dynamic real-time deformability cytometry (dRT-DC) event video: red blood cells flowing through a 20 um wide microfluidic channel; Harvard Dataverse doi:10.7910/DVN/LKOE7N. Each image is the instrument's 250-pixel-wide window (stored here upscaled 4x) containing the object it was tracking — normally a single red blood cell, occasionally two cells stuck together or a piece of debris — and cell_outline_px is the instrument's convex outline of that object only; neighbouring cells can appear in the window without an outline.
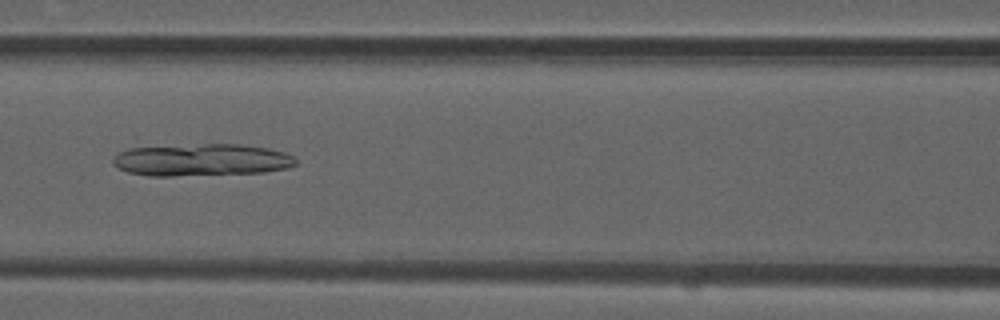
{"species": "common noctule bat (a hibernating species)", "species_latin": "Nyctalus noctula", "temperature_condition": "room temperature", "stored_images_in_passage": 51, "camera_frame_rate_fps": 3000, "um_per_image_px": 0.085, "animal": {"sex": "male", "forearm_length_mm": 52.5}, "frame": {"image": 1, "passage_image": 22, "time_ms": 7.0, "image_size_px": [1000, 320], "cell_outline_px": [[296, 164], [288, 168], [264, 172], [172, 176], [148, 176], [128, 172], [116, 168], [112, 164], [112, 156], [136, 136], [240, 144], [268, 148], [284, 152], [292, 156], [296, 160]], "centroid_in_image_um": [16.69, 13.42], "position_along_channel_um": 149.9, "area_um2": 39.07}}
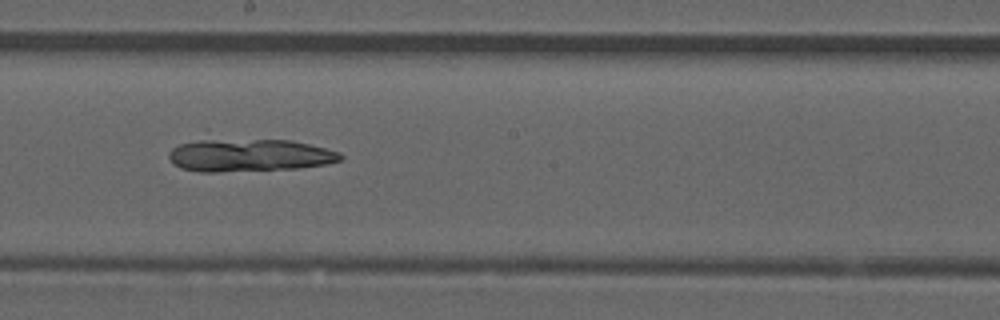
{"frame": {"image": 2, "passage_image": 28, "time_ms": 9.0, "image_size_px": [1000, 320], "cell_outline_px": [[344, 156], [340, 160], [324, 164], [300, 168], [216, 172], [200, 172], [180, 168], [172, 164], [168, 156], [168, 152], [172, 148], [204, 128], [208, 128], [292, 140], [340, 152]], "centroid_in_image_um": [20.89, 12.99], "position_along_channel_um": 227.3, "area_um2": 37.57}}
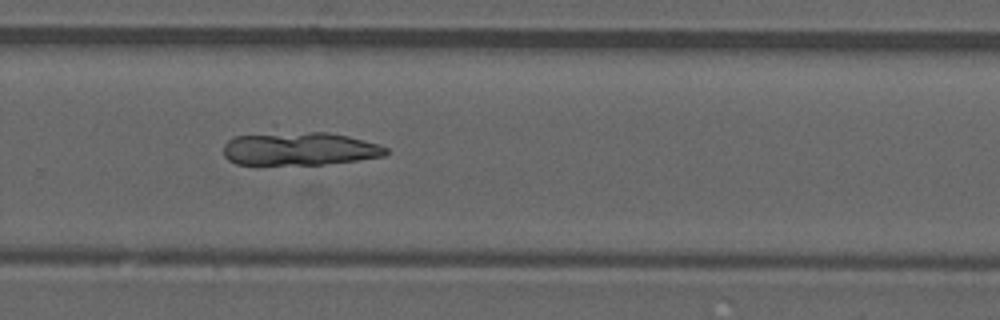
{"frame": {"image": 3, "passage_image": 34, "time_ms": 11.0, "image_size_px": [1000, 320], "cell_outline_px": [[388, 152], [384, 156], [356, 160], [320, 164], [236, 164], [228, 160], [224, 156], [224, 144], [228, 140], [236, 136], [312, 132], [328, 132], [348, 136], [376, 144], [388, 148]], "centroid_in_image_um": [25.46, 12.66], "position_along_channel_um": 304.3, "area_um2": 30.75}}